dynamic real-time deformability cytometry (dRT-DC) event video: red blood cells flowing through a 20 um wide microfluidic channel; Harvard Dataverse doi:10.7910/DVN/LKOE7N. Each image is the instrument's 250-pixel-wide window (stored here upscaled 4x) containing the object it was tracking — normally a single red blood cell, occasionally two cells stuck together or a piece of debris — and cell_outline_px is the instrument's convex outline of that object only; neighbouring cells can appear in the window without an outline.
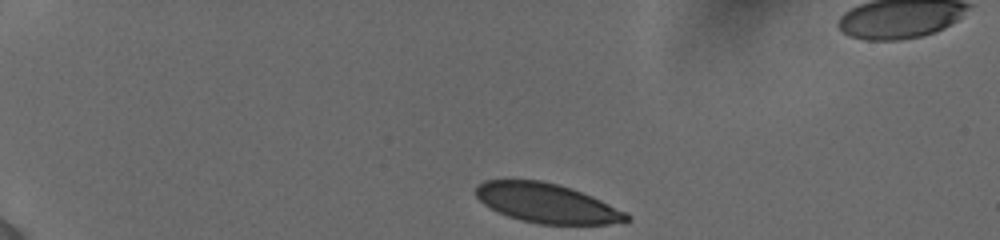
{"species": "human", "species_latin": "Homo sapiens", "temperature_condition": "cold", "stored_images_in_passage": 45, "camera_frame_rate_fps": 3000, "um_per_image_px": 0.085, "donor": {"sex": "female"}, "frame": {"image": 1, "passage_image": 1, "time_ms": 0.0, "image_size_px": [1000, 240], "cell_outline_px": [[632, 220], [608, 224], [540, 224], [520, 220], [508, 216], [484, 204], [476, 196], [476, 184], [484, 180], [540, 180], [556, 184], [592, 196], [628, 212], [632, 216]], "centroid_in_image_um": [46.51, 17.27], "position_along_channel_um": 38.5, "area_um2": 34.45}}
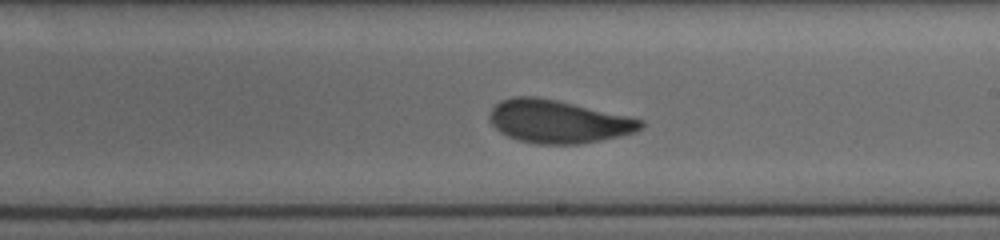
{"frame": {"image": 2, "passage_image": 27, "time_ms": 7.333, "image_size_px": [1000, 240], "cell_outline_px": [[644, 124], [636, 132], [620, 136], [580, 144], [536, 144], [516, 140], [500, 132], [488, 120], [488, 116], [492, 108], [500, 100], [512, 96], [536, 96], [556, 100], [628, 116], [644, 120]], "centroid_in_image_um": [47.4, 10.33], "position_along_channel_um": 241.6, "area_um2": 37.92}}
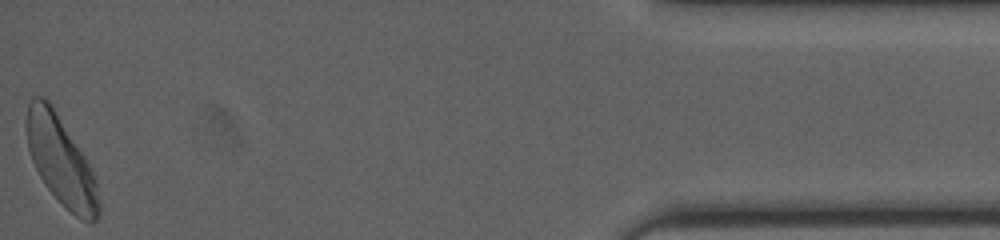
{"frame": {"image": 3, "passage_image": 45, "time_ms": 14.0, "image_size_px": [1000, 240], "cell_outline_px": [[100, 212], [96, 220], [92, 224], [76, 216], [48, 188], [40, 176], [32, 160], [28, 148], [24, 120], [28, 104], [32, 96], [40, 96], [48, 100], [52, 104], [84, 156], [96, 180], [100, 200]], "centroid_in_image_um": [5.16, 13.62], "position_along_channel_um": 430.0, "area_um2": 37.11}, "authors_computed_cell_mechanics": {"area_um2": 37.57, "velocity_mm_per_s": 3.8492, "shape_relaxation_time_tau1_ms": 3.5283, "shape_relaxation_time_tau2_ms": 0.9905, "deformation_change_tau1": 0.1324, "deformation_change_tau2": 0.0465}}